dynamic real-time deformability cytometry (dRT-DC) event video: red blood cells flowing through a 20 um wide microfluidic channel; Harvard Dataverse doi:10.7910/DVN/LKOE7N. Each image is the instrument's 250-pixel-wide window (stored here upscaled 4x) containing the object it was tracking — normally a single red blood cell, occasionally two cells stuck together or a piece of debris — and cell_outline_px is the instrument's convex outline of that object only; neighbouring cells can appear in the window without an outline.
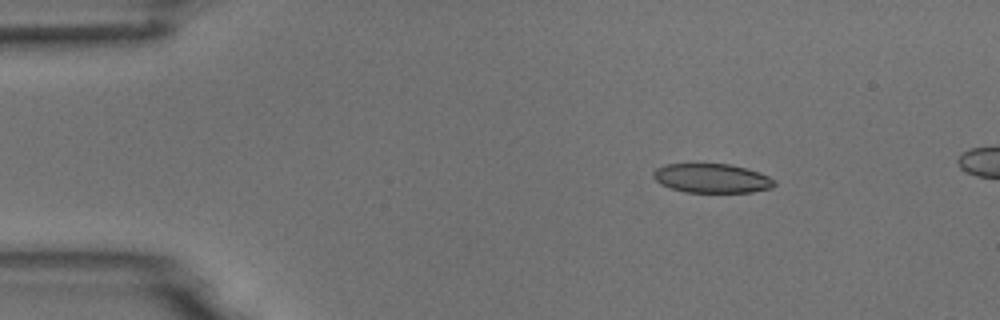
{"species": "common noctule bat (a hibernating species)", "species_latin": "Nyctalus noctula", "temperature_condition": "room temperature", "stored_images_in_passage": 4, "camera_frame_rate_fps": 3000, "um_per_image_px": 0.085, "animal": {"sex": "male", "body_mass_g": 18.8}, "frame": {"image": 1, "passage_image": 1, "time_ms": 0.0, "image_size_px": [1000, 320], "cell_outline_px": [[776, 184], [772, 188], [752, 192], [684, 192], [660, 184], [652, 176], [652, 172], [656, 168], [664, 164], [732, 164], [748, 168], [760, 172], [776, 180]], "centroid_in_image_um": [60.53, 15.15], "position_along_channel_um": 24.5, "area_um2": 20.81}}